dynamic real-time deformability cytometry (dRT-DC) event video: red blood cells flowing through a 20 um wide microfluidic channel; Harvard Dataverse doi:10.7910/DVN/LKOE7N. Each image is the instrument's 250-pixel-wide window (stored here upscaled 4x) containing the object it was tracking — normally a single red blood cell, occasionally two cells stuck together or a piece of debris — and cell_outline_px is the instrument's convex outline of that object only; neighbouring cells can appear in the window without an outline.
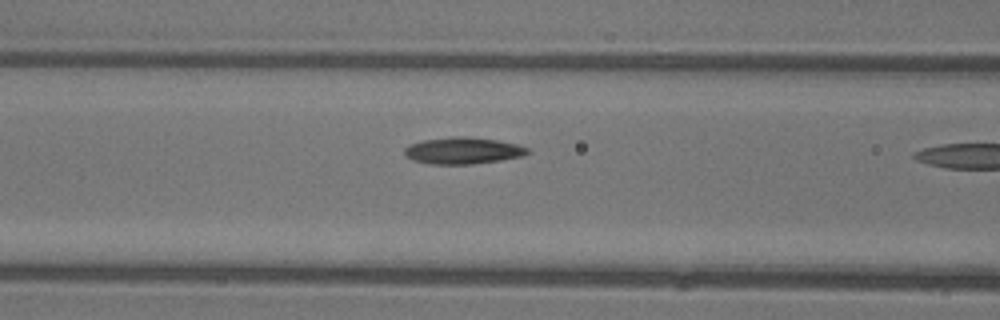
{"species": "common noctule bat (a hibernating species)", "species_latin": "Nyctalus noctula", "temperature_condition": "warm", "stored_images_in_passage": 6, "camera_frame_rate_fps": 3000, "um_per_image_px": 0.085, "animal": {"sex": "female"}, "frame": {"image": 1, "passage_image": 5, "time_ms": 1.333, "image_size_px": [1000, 320], "cell_outline_px": [[532, 152], [524, 156], [500, 160], [472, 164], [428, 164], [412, 160], [404, 156], [404, 148], [408, 144], [424, 140], [452, 136], [468, 136], [496, 140], [516, 144], [528, 148]], "centroid_in_image_um": [39.33, 12.8], "position_along_channel_um": 127.3, "area_um2": 19.36}}